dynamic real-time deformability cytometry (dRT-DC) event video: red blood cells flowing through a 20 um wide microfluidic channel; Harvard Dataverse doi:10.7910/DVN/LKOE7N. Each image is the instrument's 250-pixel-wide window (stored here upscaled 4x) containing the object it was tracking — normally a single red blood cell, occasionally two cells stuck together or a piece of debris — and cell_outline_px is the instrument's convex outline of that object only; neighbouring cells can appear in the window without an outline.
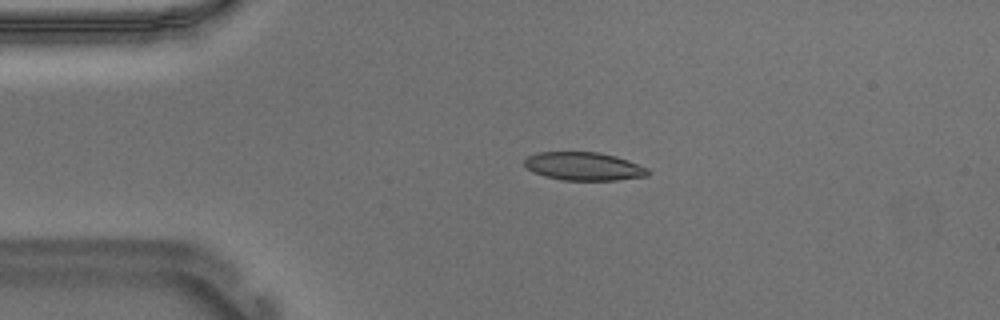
{"species": "Egyptian fruit bat (a non-hibernating species)", "species_latin": "Rousettus aegyptiacus", "temperature_condition": "warm", "stored_images_in_passage": 44, "camera_frame_rate_fps": 3000, "um_per_image_px": 0.085, "animal": {"sex": "male"}, "frame": {"image": 1, "passage_image": 1, "time_ms": 0.0, "image_size_px": [1000, 320], "cell_outline_px": [[648, 176], [616, 180], [560, 180], [544, 176], [532, 172], [524, 164], [524, 160], [528, 156], [540, 152], [596, 152], [616, 156], [628, 160], [648, 168]], "centroid_in_image_um": [49.61, 14.14], "position_along_channel_um": 35.4, "area_um2": 20.29}}
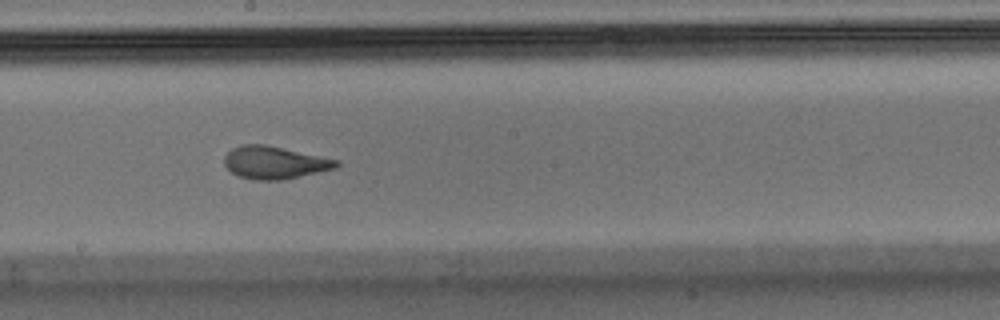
{"frame": {"image": 2, "passage_image": 19, "time_ms": 6.0, "image_size_px": [1000, 320], "cell_outline_px": [[340, 164], [336, 168], [280, 180], [256, 180], [240, 176], [232, 172], [224, 164], [224, 156], [232, 148], [240, 144], [264, 144], [340, 160]], "centroid_in_image_um": [23.33, 13.8], "position_along_channel_um": 224.9, "area_um2": 21.1}}
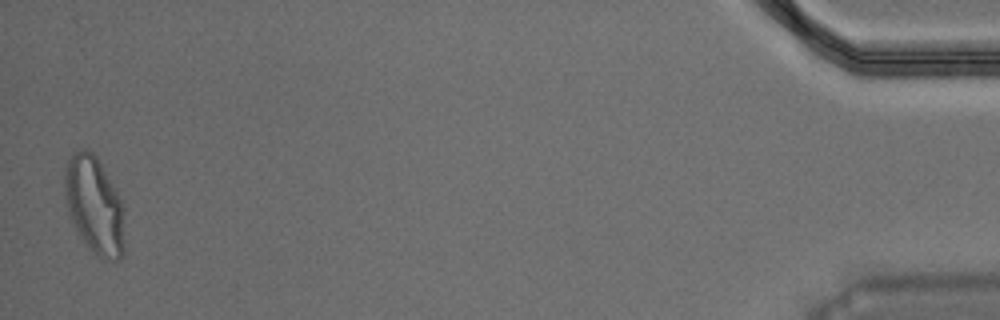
{"frame": {"image": 3, "passage_image": 43, "time_ms": 14.0, "image_size_px": [1000, 320], "cell_outline_px": [[124, 252], [120, 260], [100, 260], [96, 256], [80, 236], [68, 216], [64, 192], [64, 172], [68, 160], [72, 152], [80, 148], [84, 148], [92, 152], [96, 156], [116, 192], [124, 208]], "centroid_in_image_um": [8.01, 17.48], "position_along_channel_um": 427.2, "area_um2": 34.28}, "authors_computed_cell_mechanics": {"area_um2": 21.675, "velocity_mm_per_s": 3.6889, "shape_relaxation_time_tau1_ms": 6.2234, "shape_relaxation_time_tau2_ms": 1.0759, "deformation_change_tau1": 0.203, "deformation_change_tau2": 0.0745}}